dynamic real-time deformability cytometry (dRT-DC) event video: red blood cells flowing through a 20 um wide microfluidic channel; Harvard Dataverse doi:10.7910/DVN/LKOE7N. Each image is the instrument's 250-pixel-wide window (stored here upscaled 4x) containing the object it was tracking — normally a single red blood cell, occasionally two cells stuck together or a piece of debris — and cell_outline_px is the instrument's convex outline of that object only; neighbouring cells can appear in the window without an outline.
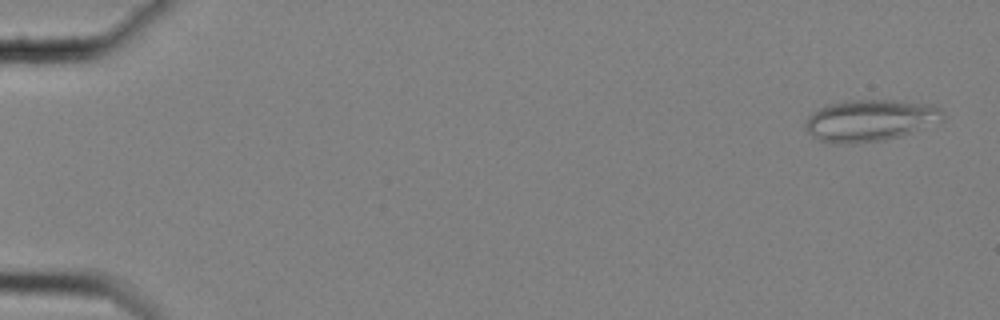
{"species": "common noctule bat (a hibernating species)", "species_latin": "Nyctalus noctula", "temperature_condition": "cold", "stored_images_in_passage": 47, "camera_frame_rate_fps": 3000, "um_per_image_px": 0.085, "animal": {"sex": "female", "body_mass_g": 25.1}, "frame": {"image": 1, "passage_image": 3, "time_ms": 0.667, "image_size_px": [1000, 320], "cell_outline_px": [[944, 116], [912, 132], [900, 136], [884, 140], [852, 144], [832, 144], [820, 140], [812, 136], [808, 132], [808, 116], [820, 108], [828, 104], [844, 100], [904, 100], [936, 104], [940, 108]], "centroid_in_image_um": [73.94, 10.22], "position_along_channel_um": 11.1, "area_um2": 33.18}}